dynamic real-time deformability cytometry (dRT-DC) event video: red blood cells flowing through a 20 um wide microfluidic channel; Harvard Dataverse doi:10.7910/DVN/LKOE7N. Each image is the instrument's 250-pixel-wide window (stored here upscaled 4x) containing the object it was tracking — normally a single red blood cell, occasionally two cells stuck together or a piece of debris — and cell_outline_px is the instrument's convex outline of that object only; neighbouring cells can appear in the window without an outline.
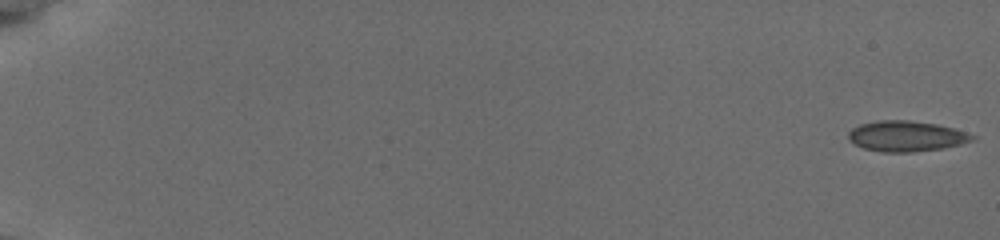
{"species": "common noctule bat (a hibernating species)", "species_latin": "Nyctalus noctula", "temperature_condition": "cold", "stored_images_in_passage": 56, "camera_frame_rate_fps": 3000, "um_per_image_px": 0.085, "animal": {"sex": "female", "body_mass_g": 19.5, "forearm_length_mm": 54.1}, "frame": {"image": 1, "passage_image": 1, "time_ms": 0.0, "image_size_px": [1000, 240], "cell_outline_px": [[976, 140], [944, 148], [912, 152], [880, 152], [864, 148], [848, 140], [848, 132], [852, 128], [860, 124], [880, 120], [908, 120], [936, 124], [952, 128], [976, 136]], "centroid_in_image_um": [77.02, 11.58], "position_along_channel_um": 8.0, "area_um2": 22.02}}
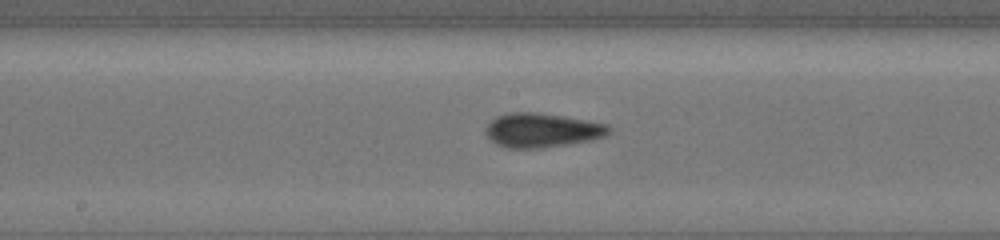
{"frame": {"image": 2, "passage_image": 32, "time_ms": 10.333, "image_size_px": [1000, 240], "cell_outline_px": [[612, 132], [604, 136], [592, 140], [544, 148], [508, 148], [496, 144], [484, 132], [484, 128], [496, 116], [508, 112], [536, 112], [564, 116], [588, 120], [608, 124], [612, 128]], "centroid_in_image_um": [46.09, 11.06], "position_along_channel_um": 202.1, "area_um2": 24.85}}
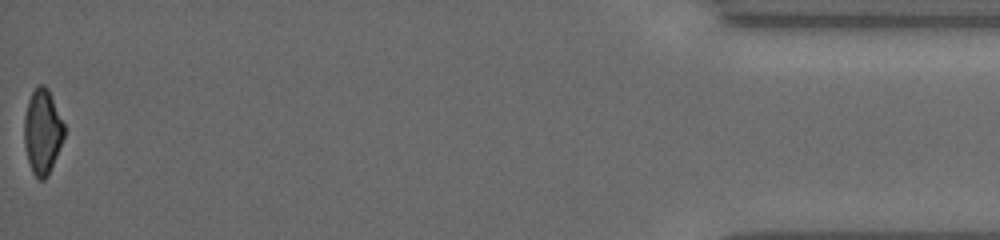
{"frame": {"image": 3, "passage_image": 56, "time_ms": 18.333, "image_size_px": [1000, 240], "cell_outline_px": [[64, 136], [48, 176], [44, 180], [40, 180], [32, 172], [28, 160], [24, 144], [24, 116], [28, 100], [32, 92], [40, 84], [44, 84], [48, 88], [64, 124]], "centroid_in_image_um": [3.59, 11.18], "position_along_channel_um": 431.6, "area_um2": 19.59}, "authors_computed_cell_mechanics": {"area_um2": 22.1663, "velocity_mm_per_s": 3.8449, "shape_relaxation_time_tau1_ms": 3.3114, "shape_relaxation_time_tau2_ms": 2.0861, "deformation_change_tau1": 0.0953, "deformation_change_tau2": 0.0669}}